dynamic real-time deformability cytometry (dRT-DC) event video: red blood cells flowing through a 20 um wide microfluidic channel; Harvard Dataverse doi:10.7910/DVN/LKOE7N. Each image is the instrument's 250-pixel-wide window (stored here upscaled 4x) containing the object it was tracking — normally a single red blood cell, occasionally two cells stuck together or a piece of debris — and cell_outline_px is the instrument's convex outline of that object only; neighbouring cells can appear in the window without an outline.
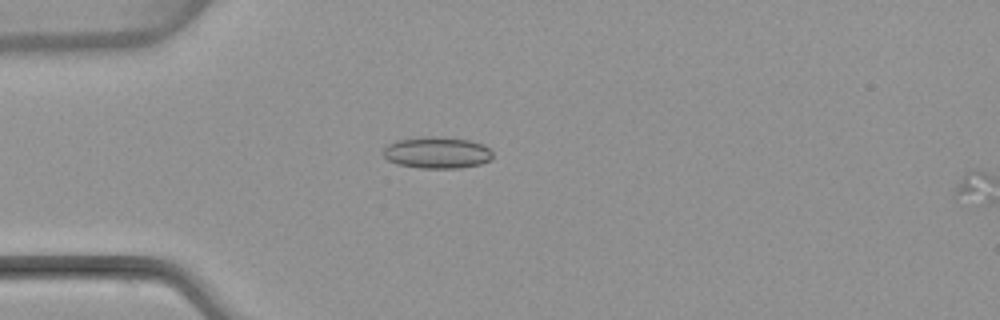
{"species": "common noctule bat (a hibernating species)", "species_latin": "Nyctalus noctula", "temperature_condition": "warm", "stored_images_in_passage": 5, "segment_of_instrument_passage": [1, 2], "camera_frame_rate_fps": 3000, "um_per_image_px": 0.085, "animal": {"sex": "female", "body_mass_g": 22.7, "forearm_length_mm": 54.2}, "frame": {"image": 1, "passage_image": 4, "time_ms": 4.333, "image_size_px": [1000, 320], "cell_outline_px": [[492, 160], [480, 164], [460, 168], [420, 168], [396, 164], [388, 160], [384, 156], [384, 148], [388, 144], [396, 140], [428, 136], [436, 136], [468, 140], [484, 144], [492, 152]], "centroid_in_image_um": [37.16, 12.98], "position_along_channel_um": 47.8, "area_um2": 20.23}}